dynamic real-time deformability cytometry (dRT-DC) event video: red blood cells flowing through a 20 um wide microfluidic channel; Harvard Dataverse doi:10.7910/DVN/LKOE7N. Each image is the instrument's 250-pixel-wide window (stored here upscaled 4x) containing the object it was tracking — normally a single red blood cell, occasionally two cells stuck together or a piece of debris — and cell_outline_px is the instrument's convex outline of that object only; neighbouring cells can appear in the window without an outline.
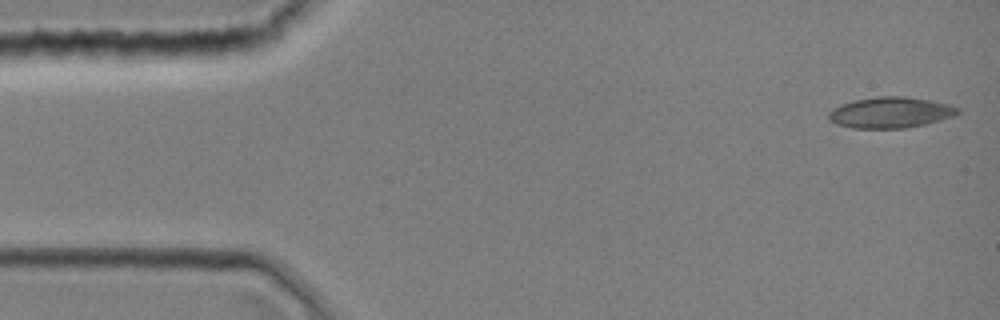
{"species": "common noctule bat (a hibernating species)", "species_latin": "Nyctalus noctula", "temperature_condition": "room temperature", "stored_images_in_passage": 1, "camera_frame_rate_fps": 3000, "um_per_image_px": 0.085, "animal": {"sex": "female", "body_mass_g": 19.0, "forearm_length_mm": 51.5}, "frame": {"image": 1, "passage_image": 1, "time_ms": 0.0, "image_size_px": [1000, 320], "cell_outline_px": [[960, 112], [956, 116], [908, 128], [852, 128], [836, 124], [828, 120], [828, 112], [832, 108], [840, 104], [852, 100], [876, 96], [904, 96], [932, 100], [948, 104], [960, 108]], "centroid_in_image_um": [75.68, 9.55], "position_along_channel_um": 9.3, "area_um2": 23.64}}